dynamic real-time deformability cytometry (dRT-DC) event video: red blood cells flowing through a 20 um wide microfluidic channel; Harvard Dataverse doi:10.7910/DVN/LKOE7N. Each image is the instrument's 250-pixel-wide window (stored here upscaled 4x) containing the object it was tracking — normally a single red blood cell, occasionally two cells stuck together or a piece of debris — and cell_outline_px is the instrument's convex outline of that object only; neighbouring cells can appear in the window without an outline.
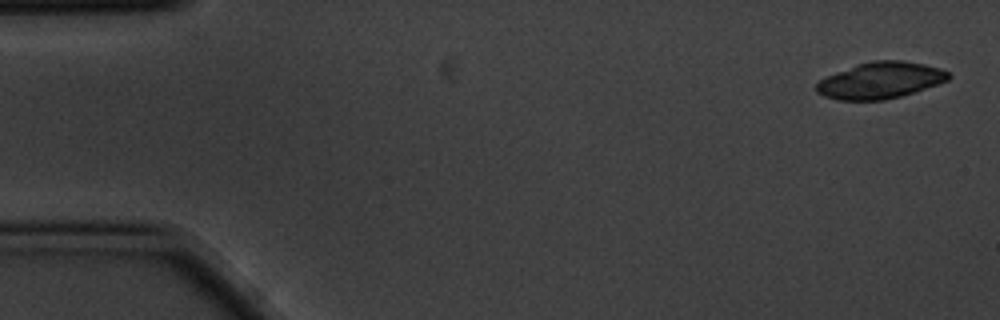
{"species": "common noctule bat (a hibernating species)", "species_latin": "Nyctalus noctula", "temperature_condition": "cold", "stored_images_in_passage": 5, "camera_frame_rate_fps": 3000, "um_per_image_px": 0.085, "animal": {"sex": "male", "body_mass_g": 20.1, "forearm_length_mm": 53.5}, "frame": {"image": 1, "passage_image": 1, "time_ms": 0.0, "image_size_px": [1000, 320], "cell_outline_px": [[952, 76], [948, 80], [900, 96], [884, 100], [836, 100], [824, 96], [816, 92], [816, 84], [820, 80], [836, 72], [856, 64], [872, 60], [904, 60], [924, 64], [940, 68], [948, 72]], "centroid_in_image_um": [74.81, 6.82], "position_along_channel_um": 10.2, "area_um2": 27.92}}